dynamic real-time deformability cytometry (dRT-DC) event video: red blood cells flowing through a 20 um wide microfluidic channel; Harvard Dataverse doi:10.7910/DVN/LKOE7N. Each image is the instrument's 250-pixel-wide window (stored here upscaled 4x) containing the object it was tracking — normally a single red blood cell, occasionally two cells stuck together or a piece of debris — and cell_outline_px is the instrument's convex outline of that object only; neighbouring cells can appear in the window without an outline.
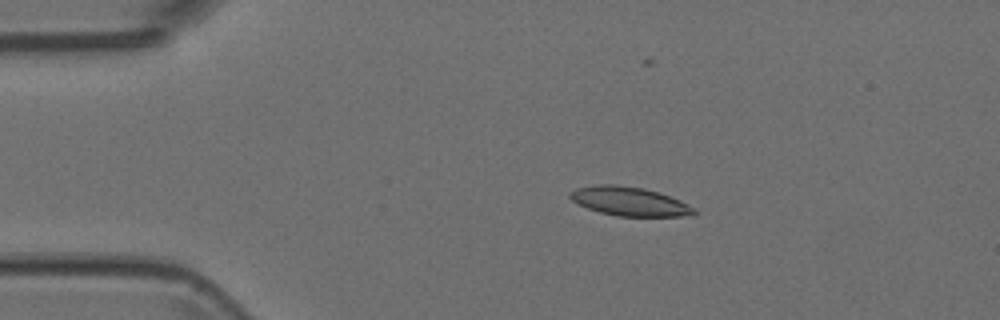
{"species": "Egyptian fruit bat (a non-hibernating species)", "species_latin": "Rousettus aegyptiacus", "temperature_condition": "room temperature", "stored_images_in_passage": 5, "camera_frame_rate_fps": 3000, "um_per_image_px": 0.085, "animal": {"sex": "female"}, "frame": {"image": 1, "passage_image": 3, "time_ms": 0.667, "image_size_px": [1000, 320], "cell_outline_px": [[696, 212], [692, 216], [616, 216], [600, 212], [588, 208], [572, 200], [568, 196], [568, 192], [576, 188], [600, 184], [616, 184], [644, 188], [680, 200], [696, 208]], "centroid_in_image_um": [53.5, 17.11], "position_along_channel_um": 31.5, "area_um2": 20.87}}
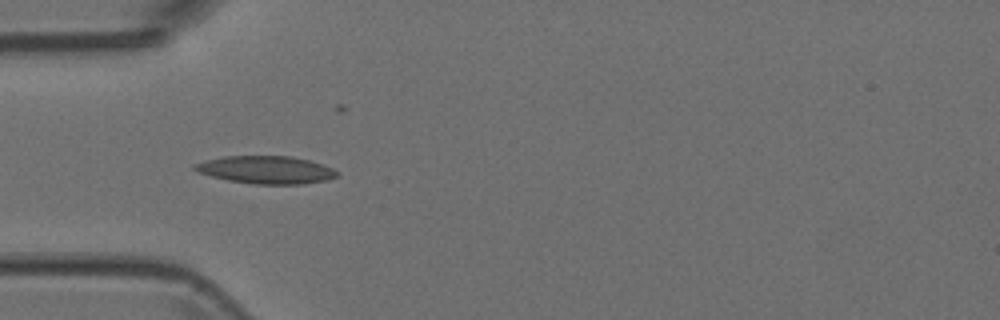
{"frame": {"image": 2, "passage_image": 4, "time_ms": 1.0, "image_size_px": [1000, 320], "cell_outline_px": [[340, 172], [336, 176], [328, 180], [300, 184], [256, 184], [228, 180], [212, 176], [200, 172], [192, 168], [192, 164], [204, 160], [224, 156], [292, 156], [324, 164]], "centroid_in_image_um": [22.62, 14.42], "position_along_channel_um": 62.4, "area_um2": 23.0}}
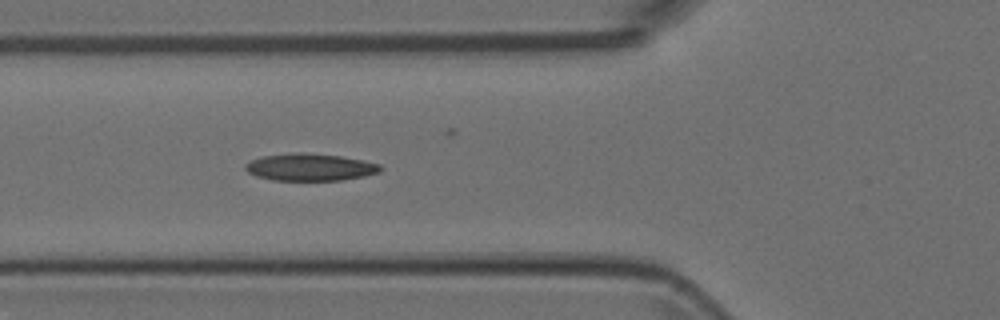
{"frame": {"image": 3, "passage_image": 5, "time_ms": 1.333, "image_size_px": [1000, 320], "cell_outline_px": [[380, 172], [364, 176], [340, 180], [272, 180], [256, 176], [248, 172], [244, 168], [244, 164], [260, 156], [300, 152], [340, 156], [380, 164]], "centroid_in_image_um": [26.3, 14.21], "position_along_channel_um": 99.5, "area_um2": 21.21}}